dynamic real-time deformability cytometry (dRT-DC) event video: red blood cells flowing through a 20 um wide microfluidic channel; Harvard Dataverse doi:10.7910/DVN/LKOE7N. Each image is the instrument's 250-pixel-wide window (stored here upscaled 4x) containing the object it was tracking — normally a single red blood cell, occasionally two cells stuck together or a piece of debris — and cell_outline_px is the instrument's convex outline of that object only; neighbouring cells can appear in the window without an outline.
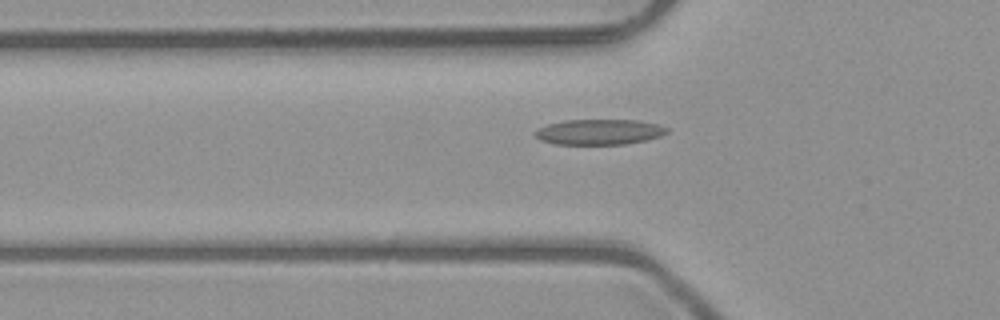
{"species": "common noctule bat (a hibernating species)", "species_latin": "Nyctalus noctula", "temperature_condition": "room temperature", "stored_images_in_passage": 46, "camera_frame_rate_fps": 3000, "um_per_image_px": 0.085, "animal": {"sex": "male", "body_mass_g": 23.1, "forearm_length_mm": 52.7}, "frame": {"image": 1, "passage_image": 17, "time_ms": 5.333, "image_size_px": [1000, 320], "cell_outline_px": [[668, 132], [660, 136], [644, 140], [624, 144], [556, 144], [540, 140], [532, 136], [532, 132], [548, 124], [564, 120], [640, 120], [660, 124], [668, 128]], "centroid_in_image_um": [50.91, 11.21], "position_along_channel_um": 74.9, "area_um2": 19.65}}
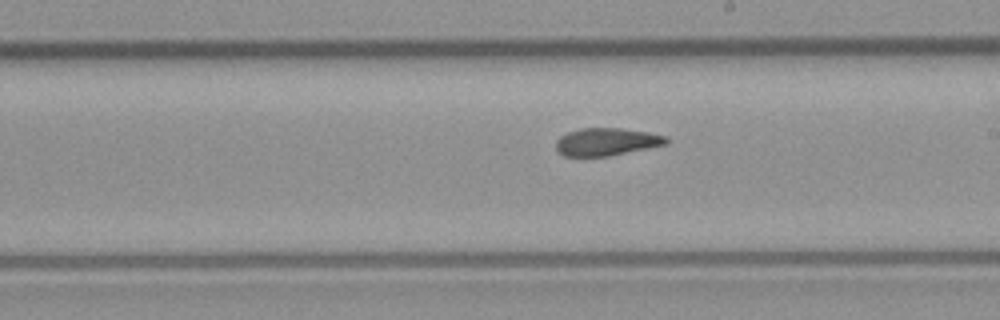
{"frame": {"image": 2, "passage_image": 29, "time_ms": 9.333, "image_size_px": [1000, 320], "cell_outline_px": [[668, 144], [608, 156], [564, 156], [556, 152], [556, 140], [560, 136], [568, 132], [580, 128], [620, 128], [648, 132], [668, 136]], "centroid_in_image_um": [51.55, 12.05], "position_along_channel_um": 237.5, "area_um2": 17.86}}
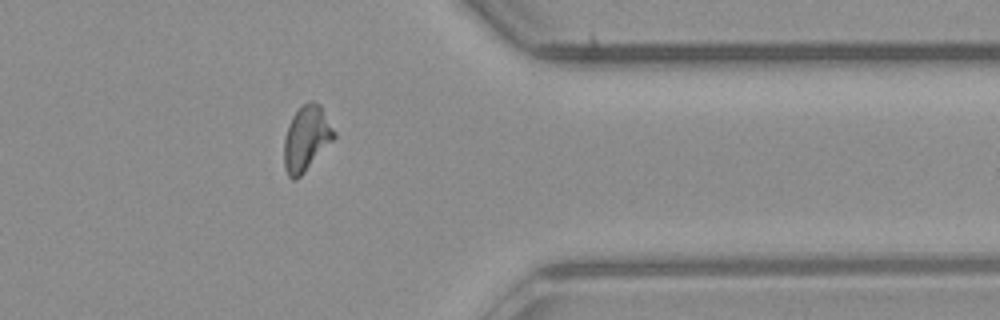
{"frame": {"image": 3, "passage_image": 41, "time_ms": 13.333, "image_size_px": [1000, 320], "cell_outline_px": [[336, 136], [304, 172], [296, 180], [292, 180], [288, 176], [284, 168], [284, 140], [288, 124], [292, 116], [308, 100], [312, 100], [320, 104], [336, 132]], "centroid_in_image_um": [26.03, 11.75], "position_along_channel_um": 385.4, "area_um2": 18.9}, "authors_computed_cell_mechanics": {"area_um2": 18.6694, "velocity_mm_per_s": 4.0302, "shape_relaxation_time_tau1_ms": null, "shape_relaxation_time_tau2_ms": 2.7993, "deformation_change_tau1": null, "deformation_change_tau2": 0.108}}